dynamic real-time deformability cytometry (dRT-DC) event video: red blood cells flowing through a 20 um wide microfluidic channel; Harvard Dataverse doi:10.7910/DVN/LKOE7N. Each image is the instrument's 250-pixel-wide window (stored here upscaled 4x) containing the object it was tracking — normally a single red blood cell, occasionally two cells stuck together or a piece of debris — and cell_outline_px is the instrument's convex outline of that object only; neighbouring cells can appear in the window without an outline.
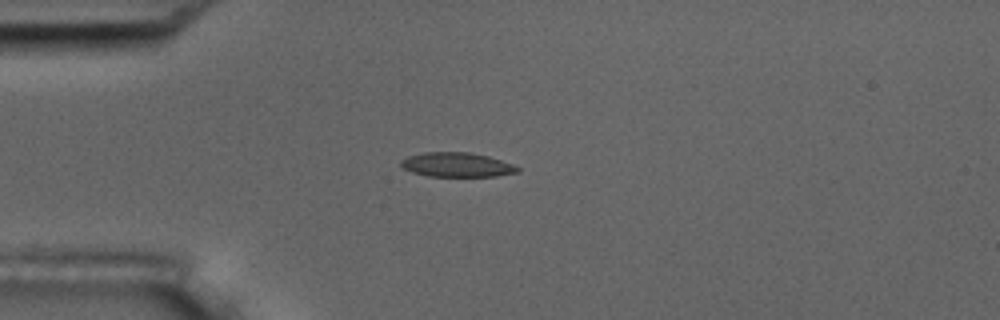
{"species": "common noctule bat (a hibernating species)", "species_latin": "Nyctalus noctula", "temperature_condition": "room temperature", "stored_images_in_passage": 42, "camera_frame_rate_fps": 3000, "um_per_image_px": 0.085, "animal": {"sex": "male", "body_mass_g": 17.5, "forearm_length_mm": 52.3}, "frame": {"image": 1, "passage_image": 1, "time_ms": 0.0, "image_size_px": [1000, 320], "cell_outline_px": [[520, 172], [496, 176], [428, 176], [412, 172], [404, 168], [400, 164], [400, 160], [408, 156], [424, 152], [468, 152], [488, 156], [512, 164], [520, 168]], "centroid_in_image_um": [38.83, 14.0], "position_along_channel_um": 46.2, "area_um2": 16.53}}
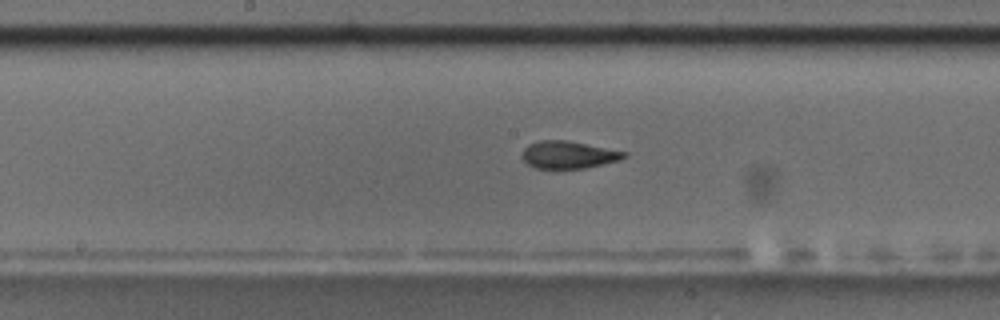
{"frame": {"image": 2, "passage_image": 15, "time_ms": 4.667, "image_size_px": [1000, 320], "cell_outline_px": [[628, 156], [620, 160], [584, 168], [556, 172], [536, 168], [528, 164], [524, 160], [524, 148], [528, 144], [540, 140], [564, 140], [628, 152]], "centroid_in_image_um": [48.31, 13.2], "position_along_channel_um": 199.9, "area_um2": 16.7}}
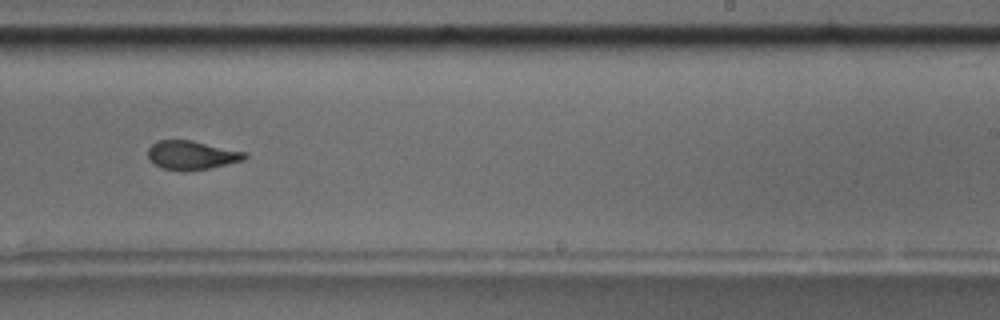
{"frame": {"image": 3, "passage_image": 21, "time_ms": 6.667, "image_size_px": [1000, 320], "cell_outline_px": [[248, 156], [244, 160], [208, 168], [184, 172], [164, 168], [152, 164], [148, 160], [148, 148], [152, 144], [160, 140], [192, 140], [248, 152]], "centroid_in_image_um": [16.29, 13.19], "position_along_channel_um": 272.7, "area_um2": 16.47}, "authors_computed_cell_mechanics": {"area_um2": 16.9643, "velocity_mm_per_s": 3.6499, "shape_relaxation_time_tau1_ms": 5.4799, "shape_relaxation_time_tau2_ms": 1.6187, "deformation_change_tau1": 0.1802, "deformation_change_tau2": 0.0713}}